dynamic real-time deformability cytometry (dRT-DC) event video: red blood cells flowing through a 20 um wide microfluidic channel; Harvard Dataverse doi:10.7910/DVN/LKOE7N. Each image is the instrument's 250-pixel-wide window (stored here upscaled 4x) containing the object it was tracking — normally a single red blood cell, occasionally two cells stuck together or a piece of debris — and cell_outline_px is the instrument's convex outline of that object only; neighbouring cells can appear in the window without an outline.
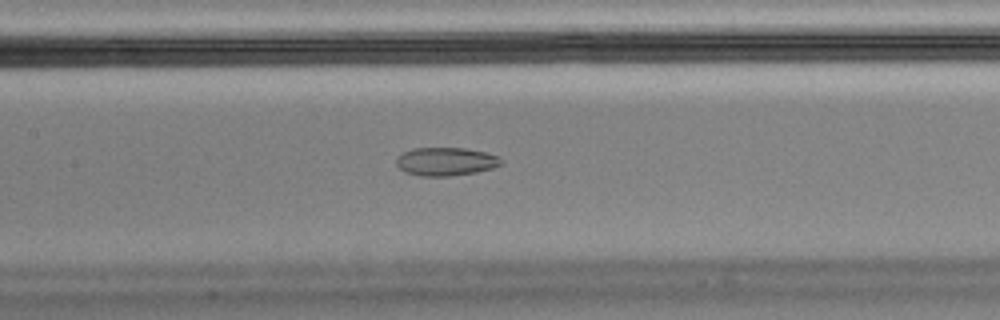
{"species": "Egyptian fruit bat (a non-hibernating species)", "species_latin": "Rousettus aegyptiacus", "temperature_condition": "cold", "stored_images_in_passage": 44, "camera_frame_rate_fps": 3000, "um_per_image_px": 0.085, "animal": {"sex": "male"}, "frame": {"image": 1, "passage_image": 19, "time_ms": 6.0, "image_size_px": [1000, 320], "cell_outline_px": [[504, 160], [500, 164], [492, 168], [476, 172], [448, 176], [420, 176], [404, 172], [396, 164], [396, 160], [404, 152], [412, 148], [464, 148], [484, 152], [500, 156]], "centroid_in_image_um": [37.9, 13.73], "position_along_channel_um": 169.5, "area_um2": 17.22}, "authors_computed_cell_mechanics": {"area_um2": 18.3804, "velocity_mm_per_s": 3.467, "shape_relaxation_time_tau1_ms": null, "shape_relaxation_time_tau2_ms": 2.3079, "deformation_change_tau1": null, "deformation_change_tau2": 0.0744}}